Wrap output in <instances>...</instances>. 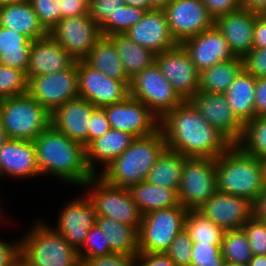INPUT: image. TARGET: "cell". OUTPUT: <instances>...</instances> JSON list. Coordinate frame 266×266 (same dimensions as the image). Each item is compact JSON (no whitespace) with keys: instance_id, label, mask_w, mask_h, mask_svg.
<instances>
[{"instance_id":"cell-1","label":"cell","mask_w":266,"mask_h":266,"mask_svg":"<svg viewBox=\"0 0 266 266\" xmlns=\"http://www.w3.org/2000/svg\"><path fill=\"white\" fill-rule=\"evenodd\" d=\"M168 150L186 157L216 159L233 143L185 100L159 121Z\"/></svg>"},{"instance_id":"cell-2","label":"cell","mask_w":266,"mask_h":266,"mask_svg":"<svg viewBox=\"0 0 266 266\" xmlns=\"http://www.w3.org/2000/svg\"><path fill=\"white\" fill-rule=\"evenodd\" d=\"M33 143L41 178L53 177L69 188L75 186L79 191L93 176L87 167L85 147L72 141L51 124Z\"/></svg>"},{"instance_id":"cell-3","label":"cell","mask_w":266,"mask_h":266,"mask_svg":"<svg viewBox=\"0 0 266 266\" xmlns=\"http://www.w3.org/2000/svg\"><path fill=\"white\" fill-rule=\"evenodd\" d=\"M166 149L160 128L150 135L136 137L98 176L112 186L128 189L146 179L150 169Z\"/></svg>"},{"instance_id":"cell-4","label":"cell","mask_w":266,"mask_h":266,"mask_svg":"<svg viewBox=\"0 0 266 266\" xmlns=\"http://www.w3.org/2000/svg\"><path fill=\"white\" fill-rule=\"evenodd\" d=\"M217 191L237 195L253 202L265 189L260 160L232 144L215 159Z\"/></svg>"},{"instance_id":"cell-5","label":"cell","mask_w":266,"mask_h":266,"mask_svg":"<svg viewBox=\"0 0 266 266\" xmlns=\"http://www.w3.org/2000/svg\"><path fill=\"white\" fill-rule=\"evenodd\" d=\"M39 219L35 218L31 228L20 235V258L29 266H82L78 251Z\"/></svg>"},{"instance_id":"cell-6","label":"cell","mask_w":266,"mask_h":266,"mask_svg":"<svg viewBox=\"0 0 266 266\" xmlns=\"http://www.w3.org/2000/svg\"><path fill=\"white\" fill-rule=\"evenodd\" d=\"M0 119L10 139L34 141L51 114L28 93L0 100Z\"/></svg>"},{"instance_id":"cell-7","label":"cell","mask_w":266,"mask_h":266,"mask_svg":"<svg viewBox=\"0 0 266 266\" xmlns=\"http://www.w3.org/2000/svg\"><path fill=\"white\" fill-rule=\"evenodd\" d=\"M82 189L93 202L97 216L139 229L143 215L127 188L112 186L98 175H93Z\"/></svg>"},{"instance_id":"cell-8","label":"cell","mask_w":266,"mask_h":266,"mask_svg":"<svg viewBox=\"0 0 266 266\" xmlns=\"http://www.w3.org/2000/svg\"><path fill=\"white\" fill-rule=\"evenodd\" d=\"M188 210L181 205L143 215L138 229L139 252L159 253L184 229Z\"/></svg>"},{"instance_id":"cell-9","label":"cell","mask_w":266,"mask_h":266,"mask_svg":"<svg viewBox=\"0 0 266 266\" xmlns=\"http://www.w3.org/2000/svg\"><path fill=\"white\" fill-rule=\"evenodd\" d=\"M213 158L186 157L181 172L178 199L187 210H197L217 191Z\"/></svg>"},{"instance_id":"cell-10","label":"cell","mask_w":266,"mask_h":266,"mask_svg":"<svg viewBox=\"0 0 266 266\" xmlns=\"http://www.w3.org/2000/svg\"><path fill=\"white\" fill-rule=\"evenodd\" d=\"M129 96L144 103L159 120L184 101L156 62L131 78Z\"/></svg>"},{"instance_id":"cell-11","label":"cell","mask_w":266,"mask_h":266,"mask_svg":"<svg viewBox=\"0 0 266 266\" xmlns=\"http://www.w3.org/2000/svg\"><path fill=\"white\" fill-rule=\"evenodd\" d=\"M80 194L70 201L63 202L57 212L59 214L54 221L55 224L52 225L49 220H45L77 251L83 247L88 231L95 225L97 216L94 204L88 195L84 191Z\"/></svg>"},{"instance_id":"cell-12","label":"cell","mask_w":266,"mask_h":266,"mask_svg":"<svg viewBox=\"0 0 266 266\" xmlns=\"http://www.w3.org/2000/svg\"><path fill=\"white\" fill-rule=\"evenodd\" d=\"M48 34L77 62L84 61L102 37L89 14L62 18Z\"/></svg>"},{"instance_id":"cell-13","label":"cell","mask_w":266,"mask_h":266,"mask_svg":"<svg viewBox=\"0 0 266 266\" xmlns=\"http://www.w3.org/2000/svg\"><path fill=\"white\" fill-rule=\"evenodd\" d=\"M28 94L50 114L70 99L77 98V62L70 68L54 74L31 77L28 82Z\"/></svg>"},{"instance_id":"cell-14","label":"cell","mask_w":266,"mask_h":266,"mask_svg":"<svg viewBox=\"0 0 266 266\" xmlns=\"http://www.w3.org/2000/svg\"><path fill=\"white\" fill-rule=\"evenodd\" d=\"M78 93L93 106H104L124 101L129 96V86L92 68L85 61H77Z\"/></svg>"},{"instance_id":"cell-15","label":"cell","mask_w":266,"mask_h":266,"mask_svg":"<svg viewBox=\"0 0 266 266\" xmlns=\"http://www.w3.org/2000/svg\"><path fill=\"white\" fill-rule=\"evenodd\" d=\"M164 12L178 44L212 28L215 23L202 0H171Z\"/></svg>"},{"instance_id":"cell-16","label":"cell","mask_w":266,"mask_h":266,"mask_svg":"<svg viewBox=\"0 0 266 266\" xmlns=\"http://www.w3.org/2000/svg\"><path fill=\"white\" fill-rule=\"evenodd\" d=\"M111 128L144 137L159 129L158 117L141 101L128 96L124 101L103 107Z\"/></svg>"},{"instance_id":"cell-17","label":"cell","mask_w":266,"mask_h":266,"mask_svg":"<svg viewBox=\"0 0 266 266\" xmlns=\"http://www.w3.org/2000/svg\"><path fill=\"white\" fill-rule=\"evenodd\" d=\"M156 63L184 101L189 100L198 91L199 72L181 44L156 54Z\"/></svg>"},{"instance_id":"cell-18","label":"cell","mask_w":266,"mask_h":266,"mask_svg":"<svg viewBox=\"0 0 266 266\" xmlns=\"http://www.w3.org/2000/svg\"><path fill=\"white\" fill-rule=\"evenodd\" d=\"M189 101L210 125L218 129L233 144H237L244 125L237 119L224 94L197 91Z\"/></svg>"},{"instance_id":"cell-19","label":"cell","mask_w":266,"mask_h":266,"mask_svg":"<svg viewBox=\"0 0 266 266\" xmlns=\"http://www.w3.org/2000/svg\"><path fill=\"white\" fill-rule=\"evenodd\" d=\"M197 211L224 231L238 230L252 217V202L216 191Z\"/></svg>"},{"instance_id":"cell-20","label":"cell","mask_w":266,"mask_h":266,"mask_svg":"<svg viewBox=\"0 0 266 266\" xmlns=\"http://www.w3.org/2000/svg\"><path fill=\"white\" fill-rule=\"evenodd\" d=\"M41 177L33 141L9 139L0 150V183ZM33 178V179H31Z\"/></svg>"},{"instance_id":"cell-21","label":"cell","mask_w":266,"mask_h":266,"mask_svg":"<svg viewBox=\"0 0 266 266\" xmlns=\"http://www.w3.org/2000/svg\"><path fill=\"white\" fill-rule=\"evenodd\" d=\"M95 108L82 97L70 99L51 113V125L86 148L89 145V127Z\"/></svg>"},{"instance_id":"cell-22","label":"cell","mask_w":266,"mask_h":266,"mask_svg":"<svg viewBox=\"0 0 266 266\" xmlns=\"http://www.w3.org/2000/svg\"><path fill=\"white\" fill-rule=\"evenodd\" d=\"M181 45L189 54L198 72L235 57L228 42L215 25L186 39Z\"/></svg>"},{"instance_id":"cell-23","label":"cell","mask_w":266,"mask_h":266,"mask_svg":"<svg viewBox=\"0 0 266 266\" xmlns=\"http://www.w3.org/2000/svg\"><path fill=\"white\" fill-rule=\"evenodd\" d=\"M135 43L159 54L178 45L172 36L164 10L146 11L125 33Z\"/></svg>"},{"instance_id":"cell-24","label":"cell","mask_w":266,"mask_h":266,"mask_svg":"<svg viewBox=\"0 0 266 266\" xmlns=\"http://www.w3.org/2000/svg\"><path fill=\"white\" fill-rule=\"evenodd\" d=\"M258 12L240 8L221 15L214 25L228 42L231 52L243 58L253 49V32Z\"/></svg>"},{"instance_id":"cell-25","label":"cell","mask_w":266,"mask_h":266,"mask_svg":"<svg viewBox=\"0 0 266 266\" xmlns=\"http://www.w3.org/2000/svg\"><path fill=\"white\" fill-rule=\"evenodd\" d=\"M76 61L49 34L32 42L27 78L54 74L70 68Z\"/></svg>"},{"instance_id":"cell-26","label":"cell","mask_w":266,"mask_h":266,"mask_svg":"<svg viewBox=\"0 0 266 266\" xmlns=\"http://www.w3.org/2000/svg\"><path fill=\"white\" fill-rule=\"evenodd\" d=\"M129 133L111 128L105 135L93 140L86 148V163L93 175L101 173L134 141Z\"/></svg>"},{"instance_id":"cell-27","label":"cell","mask_w":266,"mask_h":266,"mask_svg":"<svg viewBox=\"0 0 266 266\" xmlns=\"http://www.w3.org/2000/svg\"><path fill=\"white\" fill-rule=\"evenodd\" d=\"M0 26L25 35L29 40L45 37L48 32L40 24L29 0L0 6Z\"/></svg>"},{"instance_id":"cell-28","label":"cell","mask_w":266,"mask_h":266,"mask_svg":"<svg viewBox=\"0 0 266 266\" xmlns=\"http://www.w3.org/2000/svg\"><path fill=\"white\" fill-rule=\"evenodd\" d=\"M256 78L244 69L224 93L237 119L245 125L255 117Z\"/></svg>"},{"instance_id":"cell-29","label":"cell","mask_w":266,"mask_h":266,"mask_svg":"<svg viewBox=\"0 0 266 266\" xmlns=\"http://www.w3.org/2000/svg\"><path fill=\"white\" fill-rule=\"evenodd\" d=\"M128 191L142 215L180 205L177 190L155 186L145 180L130 186Z\"/></svg>"},{"instance_id":"cell-30","label":"cell","mask_w":266,"mask_h":266,"mask_svg":"<svg viewBox=\"0 0 266 266\" xmlns=\"http://www.w3.org/2000/svg\"><path fill=\"white\" fill-rule=\"evenodd\" d=\"M84 61L104 75L130 85L131 79L127 76L117 50L108 37L102 36Z\"/></svg>"},{"instance_id":"cell-31","label":"cell","mask_w":266,"mask_h":266,"mask_svg":"<svg viewBox=\"0 0 266 266\" xmlns=\"http://www.w3.org/2000/svg\"><path fill=\"white\" fill-rule=\"evenodd\" d=\"M113 42L127 76L131 79L156 62V54L132 41L125 34L108 36Z\"/></svg>"},{"instance_id":"cell-32","label":"cell","mask_w":266,"mask_h":266,"mask_svg":"<svg viewBox=\"0 0 266 266\" xmlns=\"http://www.w3.org/2000/svg\"><path fill=\"white\" fill-rule=\"evenodd\" d=\"M106 235L112 253L136 256L139 253L138 230L104 216H96L95 223Z\"/></svg>"},{"instance_id":"cell-33","label":"cell","mask_w":266,"mask_h":266,"mask_svg":"<svg viewBox=\"0 0 266 266\" xmlns=\"http://www.w3.org/2000/svg\"><path fill=\"white\" fill-rule=\"evenodd\" d=\"M243 69V59L236 56L204 69L199 72L198 91L224 94Z\"/></svg>"},{"instance_id":"cell-34","label":"cell","mask_w":266,"mask_h":266,"mask_svg":"<svg viewBox=\"0 0 266 266\" xmlns=\"http://www.w3.org/2000/svg\"><path fill=\"white\" fill-rule=\"evenodd\" d=\"M32 40L0 26V64L27 71Z\"/></svg>"},{"instance_id":"cell-35","label":"cell","mask_w":266,"mask_h":266,"mask_svg":"<svg viewBox=\"0 0 266 266\" xmlns=\"http://www.w3.org/2000/svg\"><path fill=\"white\" fill-rule=\"evenodd\" d=\"M185 158L180 153L166 149L150 169L145 181L178 191Z\"/></svg>"},{"instance_id":"cell-36","label":"cell","mask_w":266,"mask_h":266,"mask_svg":"<svg viewBox=\"0 0 266 266\" xmlns=\"http://www.w3.org/2000/svg\"><path fill=\"white\" fill-rule=\"evenodd\" d=\"M184 229L190 235L193 244L221 245L225 232L197 210H188Z\"/></svg>"},{"instance_id":"cell-37","label":"cell","mask_w":266,"mask_h":266,"mask_svg":"<svg viewBox=\"0 0 266 266\" xmlns=\"http://www.w3.org/2000/svg\"><path fill=\"white\" fill-rule=\"evenodd\" d=\"M237 144L257 159L266 156V116H257L247 122Z\"/></svg>"},{"instance_id":"cell-38","label":"cell","mask_w":266,"mask_h":266,"mask_svg":"<svg viewBox=\"0 0 266 266\" xmlns=\"http://www.w3.org/2000/svg\"><path fill=\"white\" fill-rule=\"evenodd\" d=\"M224 261L248 265L252 259L249 241L242 229L225 231L221 244Z\"/></svg>"},{"instance_id":"cell-39","label":"cell","mask_w":266,"mask_h":266,"mask_svg":"<svg viewBox=\"0 0 266 266\" xmlns=\"http://www.w3.org/2000/svg\"><path fill=\"white\" fill-rule=\"evenodd\" d=\"M146 10L123 5L113 15L111 14L108 19L100 26L101 35L108 37L114 34H124L129 28L138 23Z\"/></svg>"},{"instance_id":"cell-40","label":"cell","mask_w":266,"mask_h":266,"mask_svg":"<svg viewBox=\"0 0 266 266\" xmlns=\"http://www.w3.org/2000/svg\"><path fill=\"white\" fill-rule=\"evenodd\" d=\"M25 71L0 64V100L28 93Z\"/></svg>"},{"instance_id":"cell-41","label":"cell","mask_w":266,"mask_h":266,"mask_svg":"<svg viewBox=\"0 0 266 266\" xmlns=\"http://www.w3.org/2000/svg\"><path fill=\"white\" fill-rule=\"evenodd\" d=\"M78 253L81 262L112 253L106 235L96 224L88 231L86 241Z\"/></svg>"},{"instance_id":"cell-42","label":"cell","mask_w":266,"mask_h":266,"mask_svg":"<svg viewBox=\"0 0 266 266\" xmlns=\"http://www.w3.org/2000/svg\"><path fill=\"white\" fill-rule=\"evenodd\" d=\"M242 230L247 236L252 255H266V223L251 217Z\"/></svg>"},{"instance_id":"cell-43","label":"cell","mask_w":266,"mask_h":266,"mask_svg":"<svg viewBox=\"0 0 266 266\" xmlns=\"http://www.w3.org/2000/svg\"><path fill=\"white\" fill-rule=\"evenodd\" d=\"M40 24L49 32L60 20L59 0H29Z\"/></svg>"},{"instance_id":"cell-44","label":"cell","mask_w":266,"mask_h":266,"mask_svg":"<svg viewBox=\"0 0 266 266\" xmlns=\"http://www.w3.org/2000/svg\"><path fill=\"white\" fill-rule=\"evenodd\" d=\"M192 240L183 229L177 234L170 247L165 251L176 266H190L192 254Z\"/></svg>"},{"instance_id":"cell-45","label":"cell","mask_w":266,"mask_h":266,"mask_svg":"<svg viewBox=\"0 0 266 266\" xmlns=\"http://www.w3.org/2000/svg\"><path fill=\"white\" fill-rule=\"evenodd\" d=\"M190 266H222L221 245L192 244Z\"/></svg>"},{"instance_id":"cell-46","label":"cell","mask_w":266,"mask_h":266,"mask_svg":"<svg viewBox=\"0 0 266 266\" xmlns=\"http://www.w3.org/2000/svg\"><path fill=\"white\" fill-rule=\"evenodd\" d=\"M88 3V13L99 27L125 5L124 0H88Z\"/></svg>"},{"instance_id":"cell-47","label":"cell","mask_w":266,"mask_h":266,"mask_svg":"<svg viewBox=\"0 0 266 266\" xmlns=\"http://www.w3.org/2000/svg\"><path fill=\"white\" fill-rule=\"evenodd\" d=\"M242 59L246 72L255 78L266 77V48H253Z\"/></svg>"},{"instance_id":"cell-48","label":"cell","mask_w":266,"mask_h":266,"mask_svg":"<svg viewBox=\"0 0 266 266\" xmlns=\"http://www.w3.org/2000/svg\"><path fill=\"white\" fill-rule=\"evenodd\" d=\"M82 266H137L136 257L121 253H111L82 261Z\"/></svg>"},{"instance_id":"cell-49","label":"cell","mask_w":266,"mask_h":266,"mask_svg":"<svg viewBox=\"0 0 266 266\" xmlns=\"http://www.w3.org/2000/svg\"><path fill=\"white\" fill-rule=\"evenodd\" d=\"M110 129H111V126L109 124L106 112L104 111L103 108L96 107L93 110L91 121H90L89 144L93 140L105 135Z\"/></svg>"},{"instance_id":"cell-50","label":"cell","mask_w":266,"mask_h":266,"mask_svg":"<svg viewBox=\"0 0 266 266\" xmlns=\"http://www.w3.org/2000/svg\"><path fill=\"white\" fill-rule=\"evenodd\" d=\"M20 258V237L14 241L0 238V266H13Z\"/></svg>"},{"instance_id":"cell-51","label":"cell","mask_w":266,"mask_h":266,"mask_svg":"<svg viewBox=\"0 0 266 266\" xmlns=\"http://www.w3.org/2000/svg\"><path fill=\"white\" fill-rule=\"evenodd\" d=\"M209 14L214 18L242 8L241 0H202Z\"/></svg>"},{"instance_id":"cell-52","label":"cell","mask_w":266,"mask_h":266,"mask_svg":"<svg viewBox=\"0 0 266 266\" xmlns=\"http://www.w3.org/2000/svg\"><path fill=\"white\" fill-rule=\"evenodd\" d=\"M135 257L137 266H176V264L164 252H139Z\"/></svg>"},{"instance_id":"cell-53","label":"cell","mask_w":266,"mask_h":266,"mask_svg":"<svg viewBox=\"0 0 266 266\" xmlns=\"http://www.w3.org/2000/svg\"><path fill=\"white\" fill-rule=\"evenodd\" d=\"M61 19L88 13V0H59Z\"/></svg>"},{"instance_id":"cell-54","label":"cell","mask_w":266,"mask_h":266,"mask_svg":"<svg viewBox=\"0 0 266 266\" xmlns=\"http://www.w3.org/2000/svg\"><path fill=\"white\" fill-rule=\"evenodd\" d=\"M255 117L266 116V77L256 78Z\"/></svg>"},{"instance_id":"cell-55","label":"cell","mask_w":266,"mask_h":266,"mask_svg":"<svg viewBox=\"0 0 266 266\" xmlns=\"http://www.w3.org/2000/svg\"><path fill=\"white\" fill-rule=\"evenodd\" d=\"M253 48H266V16L258 13L253 32Z\"/></svg>"},{"instance_id":"cell-56","label":"cell","mask_w":266,"mask_h":266,"mask_svg":"<svg viewBox=\"0 0 266 266\" xmlns=\"http://www.w3.org/2000/svg\"><path fill=\"white\" fill-rule=\"evenodd\" d=\"M252 216L258 220H266V188L252 202Z\"/></svg>"},{"instance_id":"cell-57","label":"cell","mask_w":266,"mask_h":266,"mask_svg":"<svg viewBox=\"0 0 266 266\" xmlns=\"http://www.w3.org/2000/svg\"><path fill=\"white\" fill-rule=\"evenodd\" d=\"M242 8L264 13L266 11V0H241Z\"/></svg>"},{"instance_id":"cell-58","label":"cell","mask_w":266,"mask_h":266,"mask_svg":"<svg viewBox=\"0 0 266 266\" xmlns=\"http://www.w3.org/2000/svg\"><path fill=\"white\" fill-rule=\"evenodd\" d=\"M124 3L128 6H134V7L142 8L146 11L152 10L148 5V0H124Z\"/></svg>"},{"instance_id":"cell-59","label":"cell","mask_w":266,"mask_h":266,"mask_svg":"<svg viewBox=\"0 0 266 266\" xmlns=\"http://www.w3.org/2000/svg\"><path fill=\"white\" fill-rule=\"evenodd\" d=\"M171 0H148V5L152 10H164Z\"/></svg>"},{"instance_id":"cell-60","label":"cell","mask_w":266,"mask_h":266,"mask_svg":"<svg viewBox=\"0 0 266 266\" xmlns=\"http://www.w3.org/2000/svg\"><path fill=\"white\" fill-rule=\"evenodd\" d=\"M247 266H266V255H253Z\"/></svg>"},{"instance_id":"cell-61","label":"cell","mask_w":266,"mask_h":266,"mask_svg":"<svg viewBox=\"0 0 266 266\" xmlns=\"http://www.w3.org/2000/svg\"><path fill=\"white\" fill-rule=\"evenodd\" d=\"M9 139L10 138L8 137L7 131L5 130L0 119V150Z\"/></svg>"},{"instance_id":"cell-62","label":"cell","mask_w":266,"mask_h":266,"mask_svg":"<svg viewBox=\"0 0 266 266\" xmlns=\"http://www.w3.org/2000/svg\"><path fill=\"white\" fill-rule=\"evenodd\" d=\"M261 174L264 187L266 188V156L261 157L260 159Z\"/></svg>"},{"instance_id":"cell-63","label":"cell","mask_w":266,"mask_h":266,"mask_svg":"<svg viewBox=\"0 0 266 266\" xmlns=\"http://www.w3.org/2000/svg\"><path fill=\"white\" fill-rule=\"evenodd\" d=\"M7 215L8 214L5 213V210L3 209V206H1V202H0V224L3 223L4 225H7L6 222H8V225L10 224L9 223L10 221H8L7 219Z\"/></svg>"},{"instance_id":"cell-64","label":"cell","mask_w":266,"mask_h":266,"mask_svg":"<svg viewBox=\"0 0 266 266\" xmlns=\"http://www.w3.org/2000/svg\"><path fill=\"white\" fill-rule=\"evenodd\" d=\"M28 0H0V6L4 4H13V3H21Z\"/></svg>"},{"instance_id":"cell-65","label":"cell","mask_w":266,"mask_h":266,"mask_svg":"<svg viewBox=\"0 0 266 266\" xmlns=\"http://www.w3.org/2000/svg\"><path fill=\"white\" fill-rule=\"evenodd\" d=\"M222 266H247V265L238 264V263L230 262V261H223Z\"/></svg>"},{"instance_id":"cell-66","label":"cell","mask_w":266,"mask_h":266,"mask_svg":"<svg viewBox=\"0 0 266 266\" xmlns=\"http://www.w3.org/2000/svg\"><path fill=\"white\" fill-rule=\"evenodd\" d=\"M13 266H29L24 260H22L21 258H19L14 264Z\"/></svg>"}]
</instances>
